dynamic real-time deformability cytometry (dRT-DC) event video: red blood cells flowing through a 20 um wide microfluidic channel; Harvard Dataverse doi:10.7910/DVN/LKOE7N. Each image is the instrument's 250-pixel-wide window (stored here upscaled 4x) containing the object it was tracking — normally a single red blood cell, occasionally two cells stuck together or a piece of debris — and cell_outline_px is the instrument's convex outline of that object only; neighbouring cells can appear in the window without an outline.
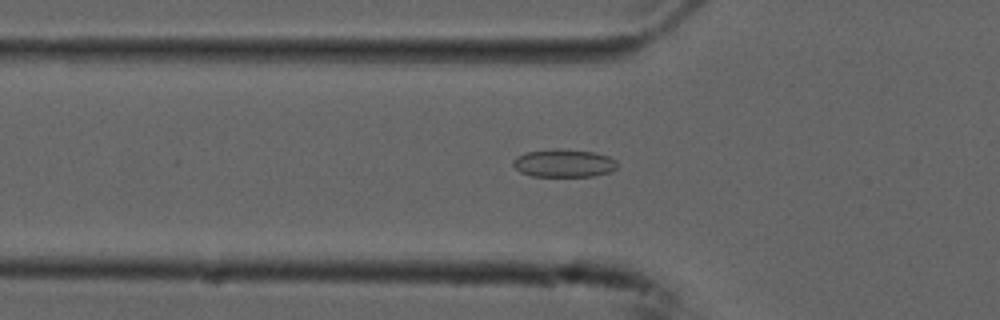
{"species": "common noctule bat (a hibernating species)", "species_latin": "Nyctalus noctula", "temperature_condition": "cold", "stored_images_in_passage": 34, "camera_frame_rate_fps": 3000, "um_per_image_px": 0.085, "animal": {"sex": "male", "forearm_length_mm": 52.5}, "frame": {"image": 1, "passage_image": 14, "time_ms": 4.333, "image_size_px": [1000, 320], "cell_outline_px": [[616, 168], [608, 172], [596, 176], [532, 176], [520, 172], [512, 164], [512, 160], [516, 156], [524, 152], [552, 148], [556, 148], [596, 152], [608, 156], [616, 160]], "centroid_in_image_um": [47.89, 13.85], "position_along_channel_um": 77.9, "area_um2": 17.17}}
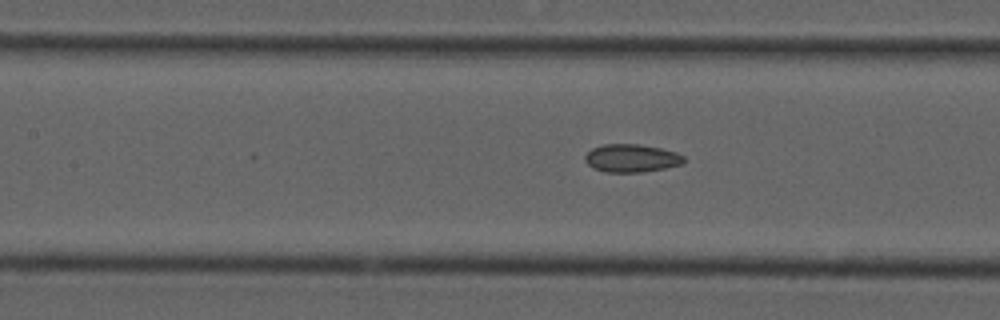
{"frame": {"image": 2, "passage_image": 20, "time_ms": 6.333, "image_size_px": [1000, 320], "cell_outline_px": [[684, 160], [680, 164], [664, 168], [640, 172], [604, 172], [592, 168], [584, 160], [584, 156], [592, 148], [604, 144], [640, 144], [660, 148], [676, 152], [684, 156]], "centroid_in_image_um": [53.63, 13.44], "position_along_channel_um": 153.8, "area_um2": 16.07}}
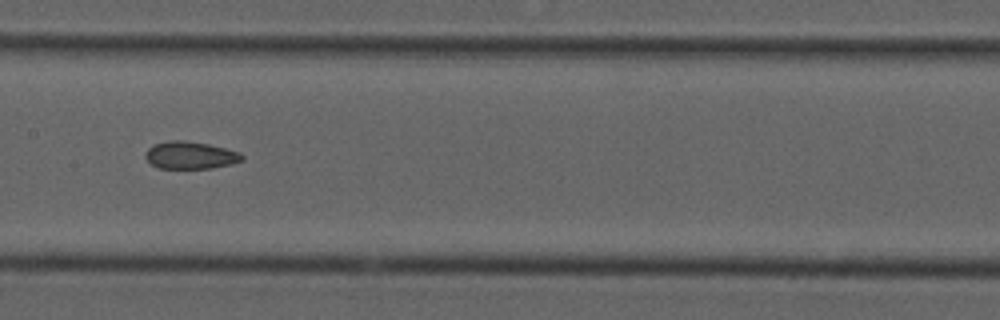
{"frame": {"image": 3, "passage_image": 23, "time_ms": 7.333, "image_size_px": [1000, 320], "cell_outline_px": [[244, 160], [212, 168], [160, 168], [152, 164], [144, 156], [148, 148], [156, 144], [168, 140], [184, 140], [208, 144], [240, 152], [244, 156]], "centroid_in_image_um": [16.18, 13.19], "position_along_channel_um": 191.2, "area_um2": 15.26}}